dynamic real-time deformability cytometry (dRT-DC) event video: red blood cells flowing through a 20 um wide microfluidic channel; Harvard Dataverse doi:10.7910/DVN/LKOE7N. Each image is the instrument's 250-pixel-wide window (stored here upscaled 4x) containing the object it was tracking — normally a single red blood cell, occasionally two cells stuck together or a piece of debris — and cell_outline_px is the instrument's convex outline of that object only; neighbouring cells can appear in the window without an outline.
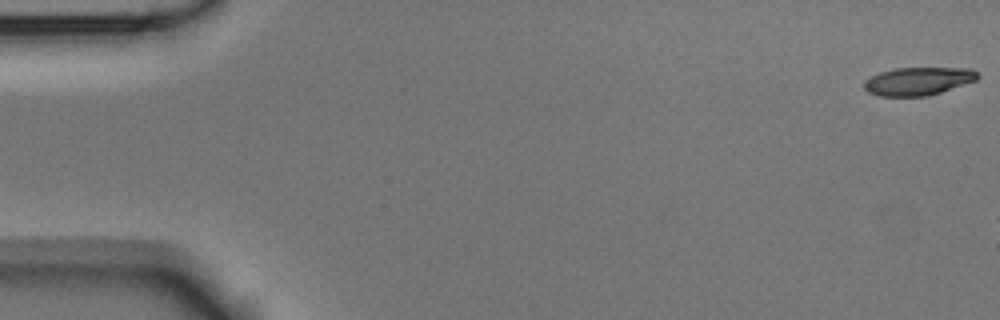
{"species": "Egyptian fruit bat (a non-hibernating species)", "species_latin": "Rousettus aegyptiacus", "temperature_condition": "room temperature", "stored_images_in_passage": 3, "camera_frame_rate_fps": 3000, "um_per_image_px": 0.085, "animal": {"sex": "male"}, "frame": {"image": 1, "passage_image": 1, "time_ms": 0.0, "image_size_px": [1000, 320], "cell_outline_px": [[980, 76], [976, 80], [928, 96], [880, 96], [868, 92], [864, 88], [864, 80], [880, 72], [896, 68], [972, 68]], "centroid_in_image_um": [78.03, 6.9], "position_along_channel_um": 7.0, "area_um2": 18.44}}